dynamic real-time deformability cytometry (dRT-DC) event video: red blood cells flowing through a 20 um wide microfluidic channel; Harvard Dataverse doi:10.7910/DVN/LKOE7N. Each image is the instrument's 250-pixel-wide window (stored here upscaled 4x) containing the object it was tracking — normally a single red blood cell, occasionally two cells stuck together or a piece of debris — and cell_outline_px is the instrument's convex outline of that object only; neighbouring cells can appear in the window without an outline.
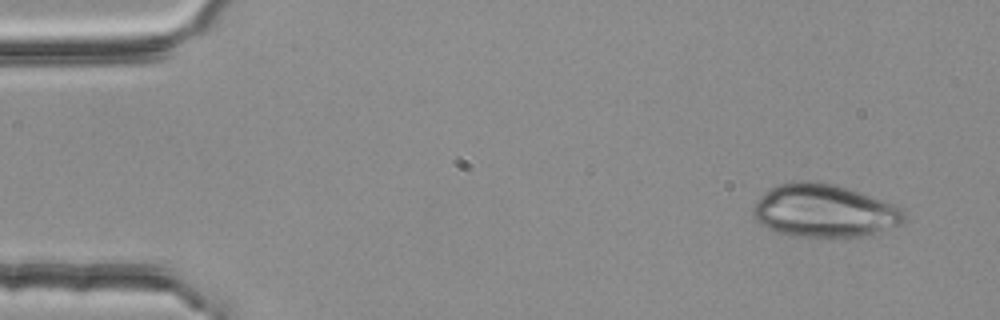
{"species": "common noctule bat (a hibernating species)", "species_latin": "Nyctalus noctula", "temperature_condition": "room temperature", "stored_images_in_passage": 3, "camera_frame_rate_fps": 3000, "um_per_image_px": 0.085, "animal": {"sex": "female", "body_mass_g": 25.1}, "frame": {"image": 1, "passage_image": 1, "time_ms": 0.0, "image_size_px": [1000, 320], "cell_outline_px": [[908, 216], [900, 224], [872, 236], [792, 236], [776, 232], [760, 224], [752, 216], [752, 208], [760, 196], [768, 188], [792, 180], [812, 180], [836, 184], [904, 208]], "centroid_in_image_um": [70.05, 17.91], "position_along_channel_um": 14.9, "area_um2": 47.11}}